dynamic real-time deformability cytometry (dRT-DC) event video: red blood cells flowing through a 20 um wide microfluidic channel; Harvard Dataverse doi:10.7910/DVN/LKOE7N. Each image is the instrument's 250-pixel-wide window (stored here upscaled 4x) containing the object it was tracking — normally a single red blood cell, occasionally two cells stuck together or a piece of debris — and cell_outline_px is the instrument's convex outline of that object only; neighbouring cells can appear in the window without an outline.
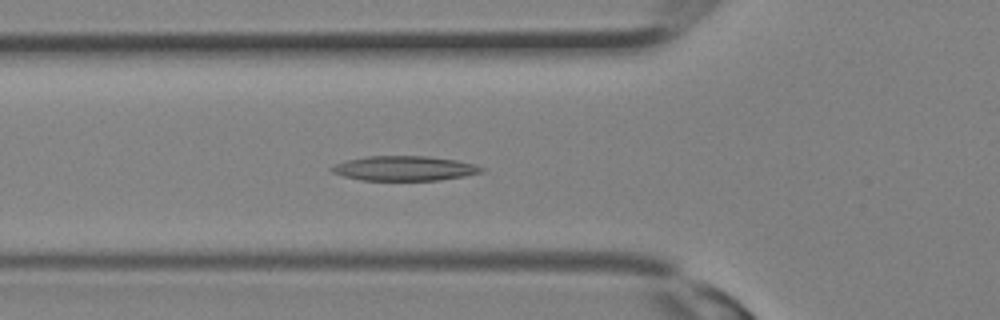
{"species": "Egyptian fruit bat (a non-hibernating species)", "species_latin": "Rousettus aegyptiacus", "temperature_condition": "room temperature", "stored_images_in_passage": 16, "camera_frame_rate_fps": 3000, "um_per_image_px": 0.085, "animal": {"sex": "female"}, "frame": {"image": 1, "passage_image": 9, "time_ms": 2.667, "image_size_px": [1000, 320], "cell_outline_px": [[484, 172], [464, 176], [436, 180], [360, 180], [344, 176], [332, 172], [328, 168], [336, 164], [348, 160], [368, 156], [428, 156], [456, 160], [472, 164], [484, 168]], "centroid_in_image_um": [34.36, 14.31], "position_along_channel_um": 91.4, "area_um2": 21.39}}
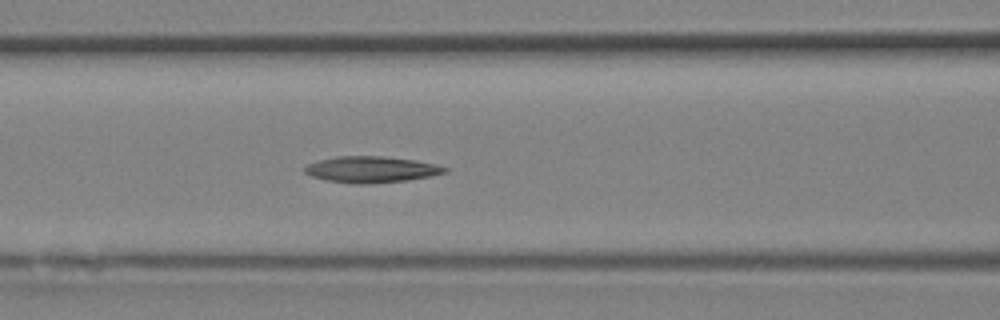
{"frame": {"image": 2, "passage_image": 11, "time_ms": 3.333, "image_size_px": [1000, 320], "cell_outline_px": [[448, 172], [432, 176], [408, 180], [364, 184], [356, 184], [324, 180], [312, 176], [304, 172], [304, 168], [308, 164], [316, 160], [336, 156], [384, 156], [416, 160], [436, 164], [448, 168]], "centroid_in_image_um": [31.56, 14.4], "position_along_channel_um": 135.0, "area_um2": 21.62}}
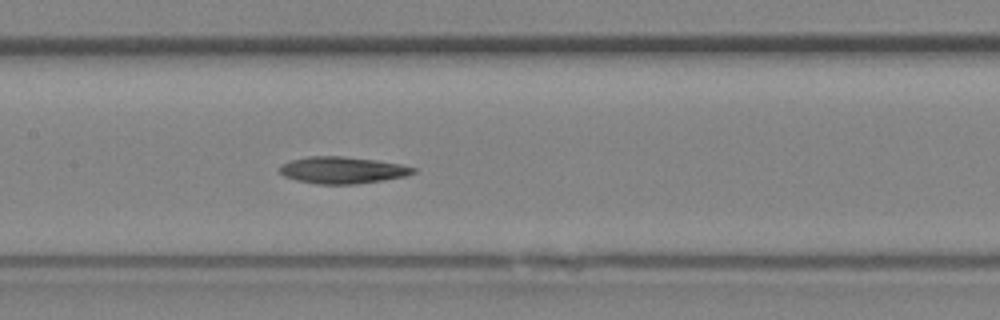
{"frame": {"image": 3, "passage_image": 13, "time_ms": 4.0, "image_size_px": [1000, 320], "cell_outline_px": [[416, 172], [404, 176], [384, 180], [356, 184], [316, 184], [296, 180], [284, 176], [280, 172], [280, 164], [292, 160], [308, 156], [344, 156], [376, 160], [400, 164], [416, 168]], "centroid_in_image_um": [29.09, 14.46], "position_along_channel_um": 178.3, "area_um2": 20.87}}